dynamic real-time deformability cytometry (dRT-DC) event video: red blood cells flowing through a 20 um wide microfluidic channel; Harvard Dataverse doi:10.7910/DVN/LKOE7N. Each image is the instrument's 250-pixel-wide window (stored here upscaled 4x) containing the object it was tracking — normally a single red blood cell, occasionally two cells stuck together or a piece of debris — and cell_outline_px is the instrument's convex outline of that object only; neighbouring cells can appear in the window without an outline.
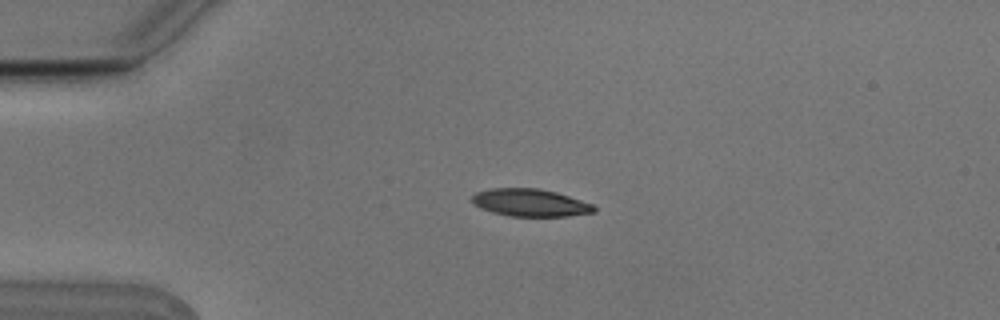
{"species": "Egyptian fruit bat (a non-hibernating species)", "species_latin": "Rousettus aegyptiacus", "temperature_condition": "cold", "stored_images_in_passage": 5, "camera_frame_rate_fps": 3000, "um_per_image_px": 0.085, "animal": {"sex": "male"}, "frame": {"image": 1, "passage_image": 2, "time_ms": 0.333, "image_size_px": [1000, 320], "cell_outline_px": [[596, 212], [568, 216], [508, 216], [492, 212], [480, 208], [472, 200], [472, 196], [476, 192], [488, 188], [540, 188], [556, 192], [592, 204], [596, 208]], "centroid_in_image_um": [45.06, 17.22], "position_along_channel_um": 39.9, "area_um2": 19.54}}
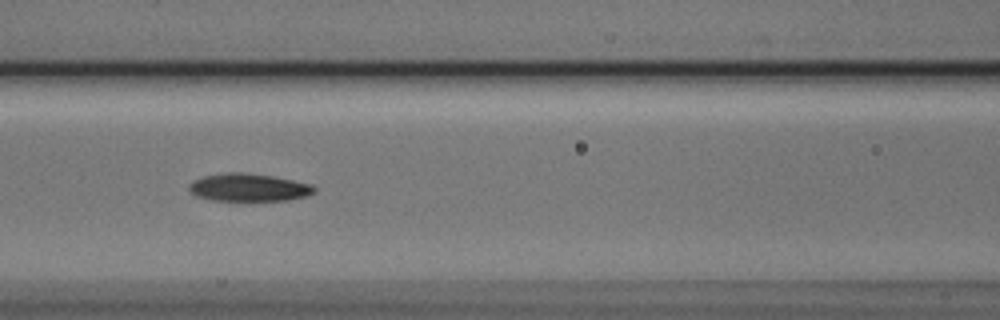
{"frame": {"image": 2, "passage_image": 5, "time_ms": 1.333, "image_size_px": [1000, 320], "cell_outline_px": [[316, 192], [304, 196], [288, 200], [212, 200], [196, 196], [188, 188], [188, 184], [192, 180], [204, 176], [224, 172], [244, 172], [272, 176], [312, 184], [316, 188]], "centroid_in_image_um": [21.11, 15.92], "position_along_channel_um": 145.5, "area_um2": 20.23}}